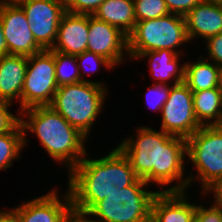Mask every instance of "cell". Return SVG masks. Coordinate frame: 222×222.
Instances as JSON below:
<instances>
[{
  "mask_svg": "<svg viewBox=\"0 0 222 222\" xmlns=\"http://www.w3.org/2000/svg\"><path fill=\"white\" fill-rule=\"evenodd\" d=\"M136 133V138L127 137L117 147L128 158L139 179L148 185L154 182L162 186L161 189L164 185L178 182L162 192L187 191L192 181L198 180L192 174L184 178L187 156L185 138L170 135L161 129L157 132L146 126L138 128Z\"/></svg>",
  "mask_w": 222,
  "mask_h": 222,
  "instance_id": "6da1fadb",
  "label": "cell"
},
{
  "mask_svg": "<svg viewBox=\"0 0 222 222\" xmlns=\"http://www.w3.org/2000/svg\"><path fill=\"white\" fill-rule=\"evenodd\" d=\"M87 154L68 176L72 207L89 212L113 189L132 185L138 177L128 158L115 147L102 158L87 159Z\"/></svg>",
  "mask_w": 222,
  "mask_h": 222,
  "instance_id": "7a4b0ae2",
  "label": "cell"
},
{
  "mask_svg": "<svg viewBox=\"0 0 222 222\" xmlns=\"http://www.w3.org/2000/svg\"><path fill=\"white\" fill-rule=\"evenodd\" d=\"M19 115L24 132V147L27 131L33 132L45 152L56 162L66 164L68 172L88 154L84 145L86 137L51 106L30 107L19 112ZM23 116L28 119L24 120Z\"/></svg>",
  "mask_w": 222,
  "mask_h": 222,
  "instance_id": "3957f363",
  "label": "cell"
},
{
  "mask_svg": "<svg viewBox=\"0 0 222 222\" xmlns=\"http://www.w3.org/2000/svg\"><path fill=\"white\" fill-rule=\"evenodd\" d=\"M107 91L106 85L101 81L62 85L57 88L49 106L88 138L94 121L103 110Z\"/></svg>",
  "mask_w": 222,
  "mask_h": 222,
  "instance_id": "277c9868",
  "label": "cell"
},
{
  "mask_svg": "<svg viewBox=\"0 0 222 222\" xmlns=\"http://www.w3.org/2000/svg\"><path fill=\"white\" fill-rule=\"evenodd\" d=\"M148 184L137 179L132 185L113 189L88 213L100 222H151L152 205L161 191L147 190Z\"/></svg>",
  "mask_w": 222,
  "mask_h": 222,
  "instance_id": "5b68a950",
  "label": "cell"
},
{
  "mask_svg": "<svg viewBox=\"0 0 222 222\" xmlns=\"http://www.w3.org/2000/svg\"><path fill=\"white\" fill-rule=\"evenodd\" d=\"M189 42L185 18L170 13L156 19L136 22L134 30L128 36V54L134 60L144 52L161 49L182 54L175 49Z\"/></svg>",
  "mask_w": 222,
  "mask_h": 222,
  "instance_id": "8992f818",
  "label": "cell"
},
{
  "mask_svg": "<svg viewBox=\"0 0 222 222\" xmlns=\"http://www.w3.org/2000/svg\"><path fill=\"white\" fill-rule=\"evenodd\" d=\"M186 152L202 193H209L222 180V125L201 126L186 139Z\"/></svg>",
  "mask_w": 222,
  "mask_h": 222,
  "instance_id": "52a82bcc",
  "label": "cell"
},
{
  "mask_svg": "<svg viewBox=\"0 0 222 222\" xmlns=\"http://www.w3.org/2000/svg\"><path fill=\"white\" fill-rule=\"evenodd\" d=\"M57 88L54 51L43 49L29 56L22 88V110L50 105Z\"/></svg>",
  "mask_w": 222,
  "mask_h": 222,
  "instance_id": "ba28073f",
  "label": "cell"
},
{
  "mask_svg": "<svg viewBox=\"0 0 222 222\" xmlns=\"http://www.w3.org/2000/svg\"><path fill=\"white\" fill-rule=\"evenodd\" d=\"M161 113L160 129L170 135L188 139L201 127L195 118L193 93L184 82L171 85Z\"/></svg>",
  "mask_w": 222,
  "mask_h": 222,
  "instance_id": "9c48e42d",
  "label": "cell"
},
{
  "mask_svg": "<svg viewBox=\"0 0 222 222\" xmlns=\"http://www.w3.org/2000/svg\"><path fill=\"white\" fill-rule=\"evenodd\" d=\"M30 24L35 41L42 49L54 46L58 25L66 12L61 0H23L18 3Z\"/></svg>",
  "mask_w": 222,
  "mask_h": 222,
  "instance_id": "30bf717a",
  "label": "cell"
},
{
  "mask_svg": "<svg viewBox=\"0 0 222 222\" xmlns=\"http://www.w3.org/2000/svg\"><path fill=\"white\" fill-rule=\"evenodd\" d=\"M0 17L9 54L29 57L43 50L35 41L25 12L18 4L0 5Z\"/></svg>",
  "mask_w": 222,
  "mask_h": 222,
  "instance_id": "8fae6325",
  "label": "cell"
},
{
  "mask_svg": "<svg viewBox=\"0 0 222 222\" xmlns=\"http://www.w3.org/2000/svg\"><path fill=\"white\" fill-rule=\"evenodd\" d=\"M87 51L99 54L115 67L123 64L128 55V37L118 28L89 15ZM126 51L127 54H124Z\"/></svg>",
  "mask_w": 222,
  "mask_h": 222,
  "instance_id": "7c38bea8",
  "label": "cell"
},
{
  "mask_svg": "<svg viewBox=\"0 0 222 222\" xmlns=\"http://www.w3.org/2000/svg\"><path fill=\"white\" fill-rule=\"evenodd\" d=\"M53 189L41 197L25 201L24 204L14 207L19 222H62L65 214L71 208V196L67 189L61 196Z\"/></svg>",
  "mask_w": 222,
  "mask_h": 222,
  "instance_id": "4fadbf2b",
  "label": "cell"
},
{
  "mask_svg": "<svg viewBox=\"0 0 222 222\" xmlns=\"http://www.w3.org/2000/svg\"><path fill=\"white\" fill-rule=\"evenodd\" d=\"M89 15L65 12L58 25L57 39L51 50L78 55L87 50Z\"/></svg>",
  "mask_w": 222,
  "mask_h": 222,
  "instance_id": "5bb4252c",
  "label": "cell"
},
{
  "mask_svg": "<svg viewBox=\"0 0 222 222\" xmlns=\"http://www.w3.org/2000/svg\"><path fill=\"white\" fill-rule=\"evenodd\" d=\"M184 18L189 41H205L222 32V0H202Z\"/></svg>",
  "mask_w": 222,
  "mask_h": 222,
  "instance_id": "9a60e30c",
  "label": "cell"
},
{
  "mask_svg": "<svg viewBox=\"0 0 222 222\" xmlns=\"http://www.w3.org/2000/svg\"><path fill=\"white\" fill-rule=\"evenodd\" d=\"M186 191H160L152 205L151 222H193L196 205L189 202Z\"/></svg>",
  "mask_w": 222,
  "mask_h": 222,
  "instance_id": "2e32d148",
  "label": "cell"
},
{
  "mask_svg": "<svg viewBox=\"0 0 222 222\" xmlns=\"http://www.w3.org/2000/svg\"><path fill=\"white\" fill-rule=\"evenodd\" d=\"M28 57L5 55L0 57V101L20 103L22 111V88L24 84Z\"/></svg>",
  "mask_w": 222,
  "mask_h": 222,
  "instance_id": "e0dca14e",
  "label": "cell"
},
{
  "mask_svg": "<svg viewBox=\"0 0 222 222\" xmlns=\"http://www.w3.org/2000/svg\"><path fill=\"white\" fill-rule=\"evenodd\" d=\"M181 55L168 49L147 51L136 59L147 58L150 65L151 76H154L158 84L168 85V81L174 78L173 85L184 82L185 64L179 65Z\"/></svg>",
  "mask_w": 222,
  "mask_h": 222,
  "instance_id": "ac0fdd59",
  "label": "cell"
},
{
  "mask_svg": "<svg viewBox=\"0 0 222 222\" xmlns=\"http://www.w3.org/2000/svg\"><path fill=\"white\" fill-rule=\"evenodd\" d=\"M92 16L118 28L127 37L136 25L133 0H105Z\"/></svg>",
  "mask_w": 222,
  "mask_h": 222,
  "instance_id": "d6986e66",
  "label": "cell"
},
{
  "mask_svg": "<svg viewBox=\"0 0 222 222\" xmlns=\"http://www.w3.org/2000/svg\"><path fill=\"white\" fill-rule=\"evenodd\" d=\"M193 93L195 118L201 126L222 125V94L218 88Z\"/></svg>",
  "mask_w": 222,
  "mask_h": 222,
  "instance_id": "ffe728a7",
  "label": "cell"
},
{
  "mask_svg": "<svg viewBox=\"0 0 222 222\" xmlns=\"http://www.w3.org/2000/svg\"><path fill=\"white\" fill-rule=\"evenodd\" d=\"M204 58L200 55L195 63H184V83L192 92L217 88L219 66Z\"/></svg>",
  "mask_w": 222,
  "mask_h": 222,
  "instance_id": "44dd1931",
  "label": "cell"
},
{
  "mask_svg": "<svg viewBox=\"0 0 222 222\" xmlns=\"http://www.w3.org/2000/svg\"><path fill=\"white\" fill-rule=\"evenodd\" d=\"M24 148V132L21 123L12 131L0 134V171L12 166V160H19Z\"/></svg>",
  "mask_w": 222,
  "mask_h": 222,
  "instance_id": "7402d4cb",
  "label": "cell"
},
{
  "mask_svg": "<svg viewBox=\"0 0 222 222\" xmlns=\"http://www.w3.org/2000/svg\"><path fill=\"white\" fill-rule=\"evenodd\" d=\"M54 61L56 70V83L58 87L66 84L78 83L81 81L92 82V80L85 79L86 75H84V73L82 74L81 70L79 69L75 55L54 51ZM69 67H72L71 71Z\"/></svg>",
  "mask_w": 222,
  "mask_h": 222,
  "instance_id": "603a6c76",
  "label": "cell"
},
{
  "mask_svg": "<svg viewBox=\"0 0 222 222\" xmlns=\"http://www.w3.org/2000/svg\"><path fill=\"white\" fill-rule=\"evenodd\" d=\"M136 22L170 14L165 0H133Z\"/></svg>",
  "mask_w": 222,
  "mask_h": 222,
  "instance_id": "cb8c5ba5",
  "label": "cell"
},
{
  "mask_svg": "<svg viewBox=\"0 0 222 222\" xmlns=\"http://www.w3.org/2000/svg\"><path fill=\"white\" fill-rule=\"evenodd\" d=\"M76 60H78L77 64H78L79 69H82V72L84 71V73L86 74L87 72L88 74L98 72L97 71V69L99 68L98 66H104L106 67L107 70L115 68V66L105 57L99 54L93 53L91 51H87V50L81 54L76 55ZM86 65L87 66L89 65V66L87 67ZM85 66H86V69H85Z\"/></svg>",
  "mask_w": 222,
  "mask_h": 222,
  "instance_id": "d4e9b609",
  "label": "cell"
},
{
  "mask_svg": "<svg viewBox=\"0 0 222 222\" xmlns=\"http://www.w3.org/2000/svg\"><path fill=\"white\" fill-rule=\"evenodd\" d=\"M153 86L148 87V91L146 93V102L148 106L152 108V110L161 112L162 107L164 106L166 100L168 99V94L171 88V84H158L154 83ZM170 85V86H169Z\"/></svg>",
  "mask_w": 222,
  "mask_h": 222,
  "instance_id": "484cf974",
  "label": "cell"
},
{
  "mask_svg": "<svg viewBox=\"0 0 222 222\" xmlns=\"http://www.w3.org/2000/svg\"><path fill=\"white\" fill-rule=\"evenodd\" d=\"M67 12L93 15L105 0H61Z\"/></svg>",
  "mask_w": 222,
  "mask_h": 222,
  "instance_id": "4316f807",
  "label": "cell"
},
{
  "mask_svg": "<svg viewBox=\"0 0 222 222\" xmlns=\"http://www.w3.org/2000/svg\"><path fill=\"white\" fill-rule=\"evenodd\" d=\"M212 204L207 209L205 206L196 204L193 222H222V204L215 200Z\"/></svg>",
  "mask_w": 222,
  "mask_h": 222,
  "instance_id": "83f0119b",
  "label": "cell"
},
{
  "mask_svg": "<svg viewBox=\"0 0 222 222\" xmlns=\"http://www.w3.org/2000/svg\"><path fill=\"white\" fill-rule=\"evenodd\" d=\"M11 105L9 102L0 101V134L12 131L20 123V116L9 112Z\"/></svg>",
  "mask_w": 222,
  "mask_h": 222,
  "instance_id": "f1b7e54d",
  "label": "cell"
},
{
  "mask_svg": "<svg viewBox=\"0 0 222 222\" xmlns=\"http://www.w3.org/2000/svg\"><path fill=\"white\" fill-rule=\"evenodd\" d=\"M205 44L209 55L206 59L211 60L217 66H222V32L206 39Z\"/></svg>",
  "mask_w": 222,
  "mask_h": 222,
  "instance_id": "f546056e",
  "label": "cell"
},
{
  "mask_svg": "<svg viewBox=\"0 0 222 222\" xmlns=\"http://www.w3.org/2000/svg\"><path fill=\"white\" fill-rule=\"evenodd\" d=\"M202 0H165L168 11L171 14L185 16Z\"/></svg>",
  "mask_w": 222,
  "mask_h": 222,
  "instance_id": "4dcf8cb0",
  "label": "cell"
},
{
  "mask_svg": "<svg viewBox=\"0 0 222 222\" xmlns=\"http://www.w3.org/2000/svg\"><path fill=\"white\" fill-rule=\"evenodd\" d=\"M88 217H91L90 219ZM62 222H100L97 219L92 218L88 212H84L78 209L71 208L65 214Z\"/></svg>",
  "mask_w": 222,
  "mask_h": 222,
  "instance_id": "1f68e13d",
  "label": "cell"
},
{
  "mask_svg": "<svg viewBox=\"0 0 222 222\" xmlns=\"http://www.w3.org/2000/svg\"><path fill=\"white\" fill-rule=\"evenodd\" d=\"M0 222H19L15 209L0 211Z\"/></svg>",
  "mask_w": 222,
  "mask_h": 222,
  "instance_id": "d6a6232c",
  "label": "cell"
},
{
  "mask_svg": "<svg viewBox=\"0 0 222 222\" xmlns=\"http://www.w3.org/2000/svg\"><path fill=\"white\" fill-rule=\"evenodd\" d=\"M5 55H9V53H8V47L6 44V39L4 37L2 21L0 17V57L5 56Z\"/></svg>",
  "mask_w": 222,
  "mask_h": 222,
  "instance_id": "836d02e7",
  "label": "cell"
},
{
  "mask_svg": "<svg viewBox=\"0 0 222 222\" xmlns=\"http://www.w3.org/2000/svg\"><path fill=\"white\" fill-rule=\"evenodd\" d=\"M212 192L214 195V200L219 204H222V180L212 188L209 193Z\"/></svg>",
  "mask_w": 222,
  "mask_h": 222,
  "instance_id": "e575fe53",
  "label": "cell"
},
{
  "mask_svg": "<svg viewBox=\"0 0 222 222\" xmlns=\"http://www.w3.org/2000/svg\"><path fill=\"white\" fill-rule=\"evenodd\" d=\"M217 88L219 89V91L222 94V66H219Z\"/></svg>",
  "mask_w": 222,
  "mask_h": 222,
  "instance_id": "d590c367",
  "label": "cell"
},
{
  "mask_svg": "<svg viewBox=\"0 0 222 222\" xmlns=\"http://www.w3.org/2000/svg\"><path fill=\"white\" fill-rule=\"evenodd\" d=\"M23 0H0V5L2 4H18Z\"/></svg>",
  "mask_w": 222,
  "mask_h": 222,
  "instance_id": "8d00e7d4",
  "label": "cell"
}]
</instances>
